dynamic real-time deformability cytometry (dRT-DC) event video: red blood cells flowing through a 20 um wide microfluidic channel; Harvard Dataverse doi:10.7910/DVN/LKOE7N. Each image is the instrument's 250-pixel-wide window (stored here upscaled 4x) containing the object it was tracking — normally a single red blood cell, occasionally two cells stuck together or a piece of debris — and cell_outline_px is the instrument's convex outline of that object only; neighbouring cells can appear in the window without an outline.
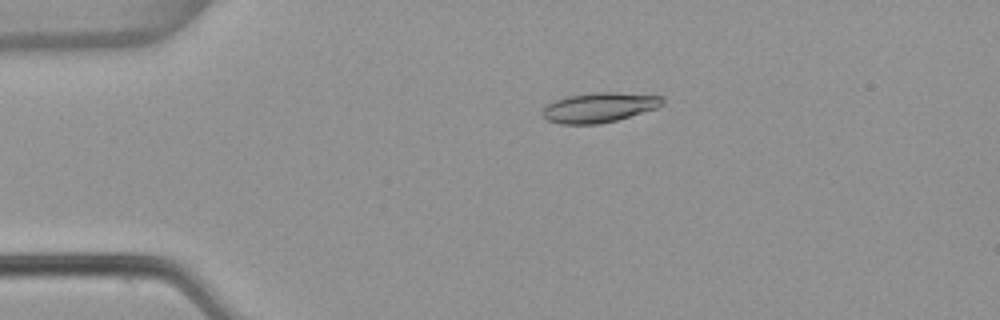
{"species": "common noctule bat (a hibernating species)", "species_latin": "Nyctalus noctula", "temperature_condition": "warm", "stored_images_in_passage": 4, "camera_frame_rate_fps": 3000, "um_per_image_px": 0.085, "animal": {"sex": "female", "body_mass_g": 22.7, "forearm_length_mm": 54.2}, "frame": {"image": 1, "passage_image": 3, "time_ms": 0.667, "image_size_px": [1000, 320], "cell_outline_px": [[664, 104], [656, 108], [616, 120], [600, 124], [560, 124], [548, 120], [540, 112], [548, 104], [556, 100], [568, 96], [596, 92], [616, 92], [664, 96]], "centroid_in_image_um": [50.95, 9.13], "position_along_channel_um": 34.1, "area_um2": 20.75}}